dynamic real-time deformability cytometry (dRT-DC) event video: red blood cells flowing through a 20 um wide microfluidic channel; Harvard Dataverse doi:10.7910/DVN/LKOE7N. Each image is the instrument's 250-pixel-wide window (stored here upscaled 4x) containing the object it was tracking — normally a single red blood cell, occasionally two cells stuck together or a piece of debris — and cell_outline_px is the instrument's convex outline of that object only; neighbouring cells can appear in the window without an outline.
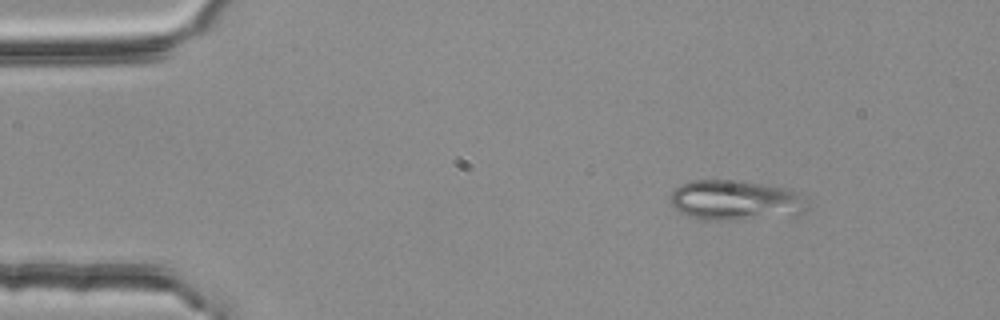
{"species": "common noctule bat (a hibernating species)", "species_latin": "Nyctalus noctula", "temperature_condition": "room temperature", "stored_images_in_passage": 3, "camera_frame_rate_fps": 3000, "um_per_image_px": 0.085, "animal": {"sex": "female", "body_mass_g": 25.1}, "frame": {"image": 1, "passage_image": 1, "time_ms": 0.0, "image_size_px": [1000, 320], "cell_outline_px": [[808, 208], [804, 212], [736, 220], [704, 220], [688, 216], [676, 212], [672, 208], [668, 200], [672, 192], [680, 184], [696, 180], [728, 180], [768, 184], [800, 192], [808, 204]], "centroid_in_image_um": [62.44, 17.02], "position_along_channel_um": 22.6, "area_um2": 32.08}}